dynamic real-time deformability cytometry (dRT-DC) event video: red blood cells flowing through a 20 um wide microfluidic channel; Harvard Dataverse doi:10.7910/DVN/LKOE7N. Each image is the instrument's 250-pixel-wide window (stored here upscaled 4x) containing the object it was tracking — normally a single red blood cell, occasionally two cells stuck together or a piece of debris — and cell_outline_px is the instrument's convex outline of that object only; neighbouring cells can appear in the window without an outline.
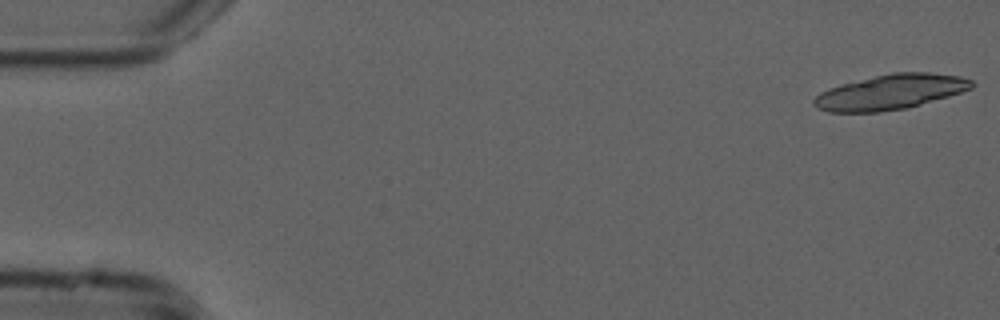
{"species": "common noctule bat (a hibernating species)", "species_latin": "Nyctalus noctula", "temperature_condition": "cold", "stored_images_in_passage": 20, "camera_frame_rate_fps": 3000, "um_per_image_px": 0.085, "animal": {"sex": "male", "forearm_length_mm": 52.5}, "frame": {"image": 1, "passage_image": 1, "time_ms": 0.0, "image_size_px": [1000, 320], "cell_outline_px": [[976, 84], [972, 88], [948, 96], [908, 108], [880, 112], [828, 112], [812, 104], [812, 100], [820, 92], [828, 88], [840, 84], [892, 72], [928, 72], [960, 76], [972, 80]], "centroid_in_image_um": [75.68, 7.82], "position_along_channel_um": 9.3, "area_um2": 32.25}}